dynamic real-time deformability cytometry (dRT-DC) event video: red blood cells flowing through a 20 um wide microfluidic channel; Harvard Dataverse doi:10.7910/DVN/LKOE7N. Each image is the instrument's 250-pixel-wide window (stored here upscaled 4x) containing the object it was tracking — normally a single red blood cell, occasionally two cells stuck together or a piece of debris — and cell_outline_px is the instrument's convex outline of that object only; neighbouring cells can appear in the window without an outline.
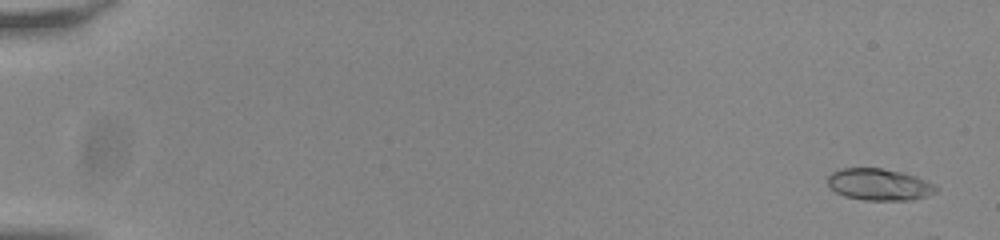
{"species": "common noctule bat (a hibernating species)", "species_latin": "Nyctalus noctula", "temperature_condition": "room temperature", "stored_images_in_passage": 16, "camera_frame_rate_fps": 3000, "um_per_image_px": 0.085, "animal": {"sex": "male", "body_mass_g": 20.0, "forearm_length_mm": 53.3}, "frame": {"image": 1, "passage_image": 3, "time_ms": 0.667, "image_size_px": [1000, 240], "cell_outline_px": [[936, 192], [912, 200], [864, 200], [844, 196], [836, 192], [828, 184], [828, 176], [832, 172], [844, 168], [880, 168], [900, 172], [916, 176], [932, 184], [936, 188]], "centroid_in_image_um": [74.69, 15.68], "position_along_channel_um": 10.3, "area_um2": 19.71}}